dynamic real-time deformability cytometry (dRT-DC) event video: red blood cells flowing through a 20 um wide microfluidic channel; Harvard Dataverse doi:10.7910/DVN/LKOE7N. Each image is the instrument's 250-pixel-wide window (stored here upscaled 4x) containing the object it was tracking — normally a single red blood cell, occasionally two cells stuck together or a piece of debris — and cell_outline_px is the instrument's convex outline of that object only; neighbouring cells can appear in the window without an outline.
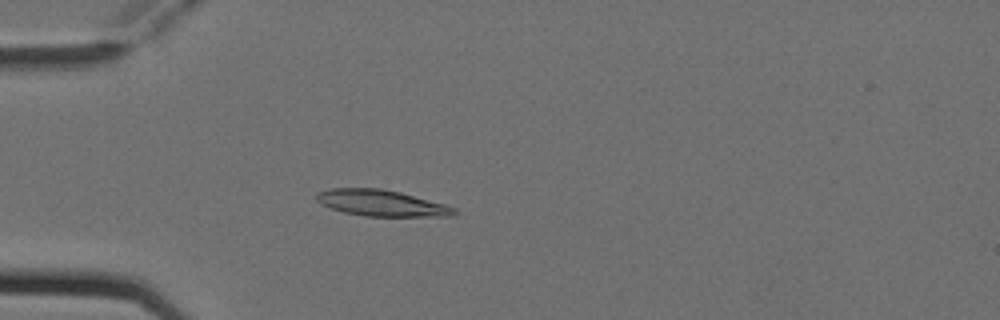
{"species": "Egyptian fruit bat (a non-hibernating species)", "species_latin": "Rousettus aegyptiacus", "temperature_condition": "cold", "stored_images_in_passage": 3, "camera_frame_rate_fps": 3000, "um_per_image_px": 0.085, "animal": {"sex": "female"}, "frame": {"image": 1, "passage_image": 3, "time_ms": 0.667, "image_size_px": [1000, 320], "cell_outline_px": [[460, 212], [456, 216], [364, 216], [344, 212], [320, 204], [316, 200], [316, 192], [332, 188], [380, 188], [400, 192], [444, 204], [456, 208]], "centroid_in_image_um": [32.44, 17.26], "position_along_channel_um": 52.6, "area_um2": 21.1}}